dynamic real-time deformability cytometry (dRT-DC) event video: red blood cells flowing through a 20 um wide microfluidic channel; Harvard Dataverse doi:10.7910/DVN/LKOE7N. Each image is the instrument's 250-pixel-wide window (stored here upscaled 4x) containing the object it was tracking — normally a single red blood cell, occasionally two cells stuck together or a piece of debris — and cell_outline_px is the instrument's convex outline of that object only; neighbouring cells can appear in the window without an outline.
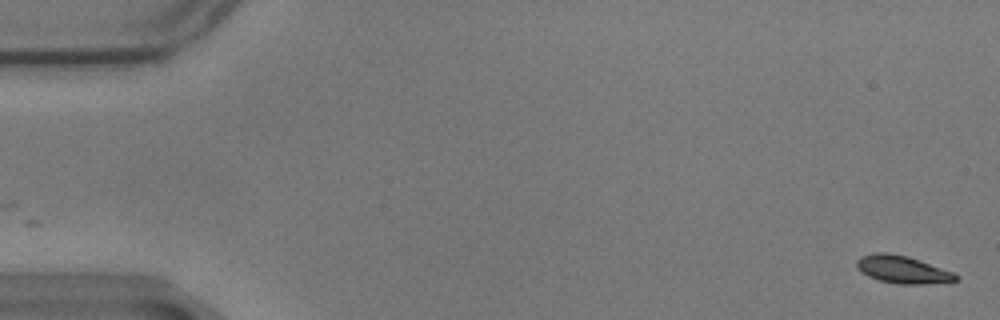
{"species": "common noctule bat (a hibernating species)", "species_latin": "Nyctalus noctula", "temperature_condition": "warm", "stored_images_in_passage": 11, "camera_frame_rate_fps": 3000, "um_per_image_px": 0.085, "animal": {"sex": "male", "body_mass_g": 17.9}, "frame": {"image": 1, "passage_image": 1, "time_ms": 0.0, "image_size_px": [1000, 320], "cell_outline_px": [[960, 280], [924, 284], [896, 284], [880, 280], [868, 276], [860, 272], [856, 264], [856, 260], [860, 256], [876, 252], [888, 252], [908, 256], [920, 260], [952, 272], [960, 276]], "centroid_in_image_um": [76.7, 22.9], "position_along_channel_um": 8.3, "area_um2": 16.01}}